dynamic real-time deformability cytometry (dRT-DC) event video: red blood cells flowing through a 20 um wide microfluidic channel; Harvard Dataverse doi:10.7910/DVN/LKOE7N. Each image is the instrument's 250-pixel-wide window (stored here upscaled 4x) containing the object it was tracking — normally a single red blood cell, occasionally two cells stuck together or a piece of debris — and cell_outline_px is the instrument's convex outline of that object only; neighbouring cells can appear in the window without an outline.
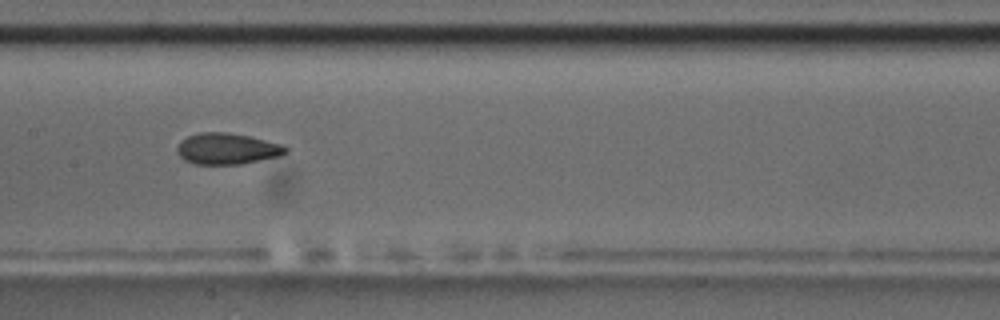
{"species": "common noctule bat (a hibernating species)", "species_latin": "Nyctalus noctula", "temperature_condition": "room temperature", "stored_images_in_passage": 11, "camera_frame_rate_fps": 3000, "um_per_image_px": 0.085, "animal": {"sex": "male", "body_mass_g": 17.5, "forearm_length_mm": 52.3}, "frame": {"image": 1, "passage_image": 8, "time_ms": 9.333, "image_size_px": [1000, 320], "cell_outline_px": [[288, 152], [280, 156], [240, 164], [196, 164], [184, 160], [176, 152], [176, 148], [180, 140], [188, 136], [200, 132], [228, 132], [248, 136], [284, 144], [288, 148]], "centroid_in_image_um": [19.3, 12.64], "position_along_channel_um": 188.1, "area_um2": 19.88}}